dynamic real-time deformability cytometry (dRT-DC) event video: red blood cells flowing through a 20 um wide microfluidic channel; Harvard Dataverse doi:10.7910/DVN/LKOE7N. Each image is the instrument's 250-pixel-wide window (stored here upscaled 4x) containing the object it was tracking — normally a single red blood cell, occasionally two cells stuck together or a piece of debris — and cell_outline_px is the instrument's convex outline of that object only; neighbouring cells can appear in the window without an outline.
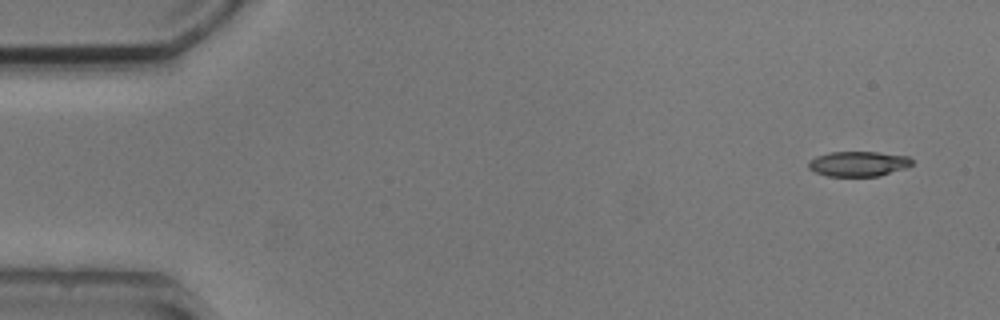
{"species": "common noctule bat (a hibernating species)", "species_latin": "Nyctalus noctula", "temperature_condition": "cold", "stored_images_in_passage": 5, "camera_frame_rate_fps": 3000, "um_per_image_px": 0.085, "animal": {"sex": "male", "body_mass_g": 20.5, "forearm_length_mm": 52.5}, "frame": {"image": 1, "passage_image": 1, "time_ms": 0.0, "image_size_px": [1000, 320], "cell_outline_px": [[912, 164], [908, 168], [880, 176], [828, 176], [816, 172], [808, 168], [808, 160], [816, 156], [828, 152], [876, 152], [908, 156], [912, 160]], "centroid_in_image_um": [72.96, 13.92], "position_along_channel_um": 12.0, "area_um2": 15.26}}
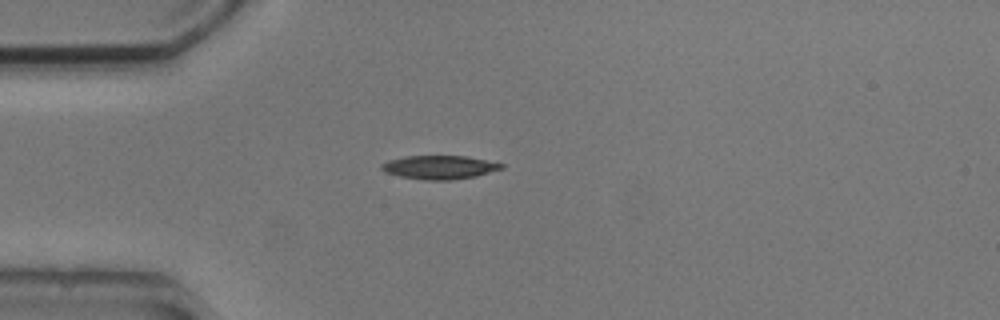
{"frame": {"image": 2, "passage_image": 4, "time_ms": 3.667, "image_size_px": [1000, 320], "cell_outline_px": [[504, 168], [476, 176], [452, 180], [424, 180], [400, 176], [384, 172], [380, 168], [380, 164], [388, 160], [404, 156], [468, 156], [504, 164]], "centroid_in_image_um": [37.33, 14.21], "position_along_channel_um": 47.7, "area_um2": 16.59}}